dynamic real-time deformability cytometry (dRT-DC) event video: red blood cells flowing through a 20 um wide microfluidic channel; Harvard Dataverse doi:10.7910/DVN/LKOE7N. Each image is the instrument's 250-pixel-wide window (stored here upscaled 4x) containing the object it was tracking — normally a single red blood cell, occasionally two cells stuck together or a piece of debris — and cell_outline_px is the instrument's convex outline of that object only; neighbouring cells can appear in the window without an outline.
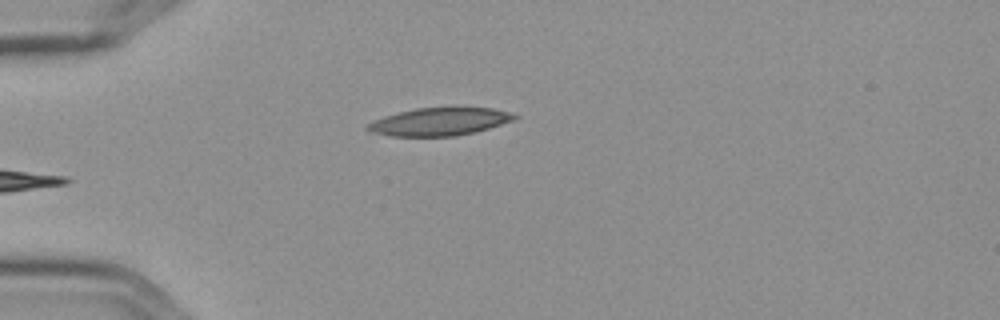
{"species": "Egyptian fruit bat (a non-hibernating species)", "species_latin": "Rousettus aegyptiacus", "temperature_condition": "cold", "stored_images_in_passage": 4, "camera_frame_rate_fps": 3000, "um_per_image_px": 0.085, "frame": {"image": 1, "passage_image": 4, "time_ms": 1.0, "image_size_px": [1000, 320], "cell_outline_px": [[520, 116], [516, 120], [476, 132], [456, 136], [388, 136], [368, 132], [364, 128], [372, 120], [384, 116], [416, 108], [452, 104], [456, 104], [492, 108], [508, 112]], "centroid_in_image_um": [37.39, 10.3], "position_along_channel_um": 47.6, "area_um2": 25.09}}